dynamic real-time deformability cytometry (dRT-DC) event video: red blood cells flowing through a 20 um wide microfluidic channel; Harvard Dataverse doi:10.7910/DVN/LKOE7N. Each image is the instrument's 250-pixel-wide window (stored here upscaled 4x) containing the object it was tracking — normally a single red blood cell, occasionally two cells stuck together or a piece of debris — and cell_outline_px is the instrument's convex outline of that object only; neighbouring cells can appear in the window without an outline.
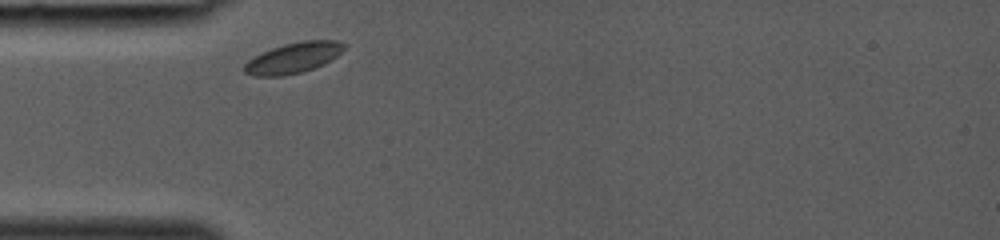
{"species": "common noctule bat (a hibernating species)", "species_latin": "Nyctalus noctula", "temperature_condition": "room temperature", "stored_images_in_passage": 23, "camera_frame_rate_fps": 3000, "um_per_image_px": 0.085, "animal": {"sex": "female", "body_mass_g": 19.0, "forearm_length_mm": 53.3}, "frame": {"image": 1, "passage_image": 1, "time_ms": 0.0, "image_size_px": [1000, 240], "cell_outline_px": [[344, 48], [336, 56], [324, 64], [304, 72], [284, 76], [252, 76], [244, 72], [244, 64], [248, 60], [272, 48], [284, 44], [304, 40], [336, 40], [344, 44]], "centroid_in_image_um": [24.92, 4.93], "position_along_channel_um": 60.1, "area_um2": 17.69}}
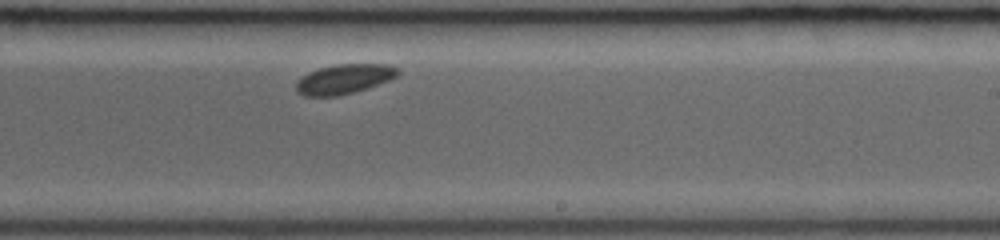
{"frame": {"image": 2, "passage_image": 14, "time_ms": 4.333, "image_size_px": [1000, 240], "cell_outline_px": [[400, 72], [396, 76], [388, 80], [352, 92], [336, 96], [304, 96], [296, 92], [296, 84], [308, 72], [320, 68], [336, 64], [388, 64], [400, 68]], "centroid_in_image_um": [29.25, 6.7], "position_along_channel_um": 259.7, "area_um2": 17.28}}
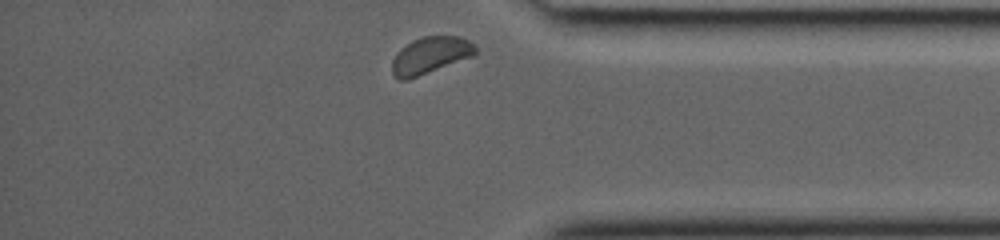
{"frame": {"image": 3, "passage_image": 23, "time_ms": 7.333, "image_size_px": [1000, 240], "cell_outline_px": [[476, 52], [472, 56], [408, 80], [396, 80], [392, 76], [392, 60], [400, 48], [412, 40], [424, 36], [460, 36], [476, 44]], "centroid_in_image_um": [36.54, 4.7], "position_along_channel_um": 398.7, "area_um2": 17.98}}